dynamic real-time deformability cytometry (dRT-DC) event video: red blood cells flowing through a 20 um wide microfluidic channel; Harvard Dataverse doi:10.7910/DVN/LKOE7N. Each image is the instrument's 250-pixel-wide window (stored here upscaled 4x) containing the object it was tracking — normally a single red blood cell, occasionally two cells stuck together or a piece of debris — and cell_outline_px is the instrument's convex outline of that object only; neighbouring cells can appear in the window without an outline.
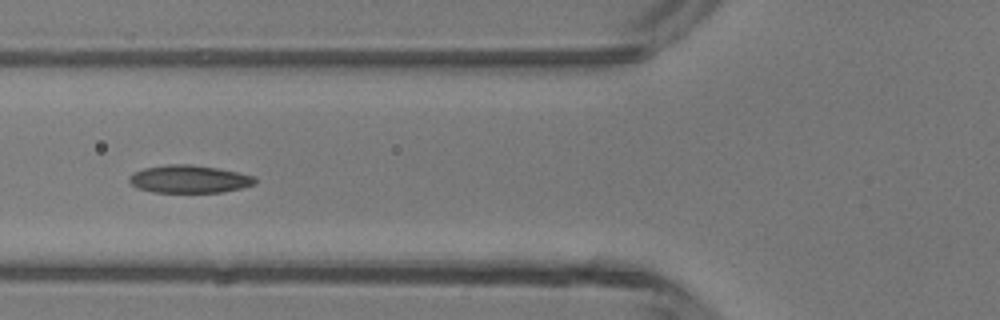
{"species": "common noctule bat (a hibernating species)", "species_latin": "Nyctalus noctula", "temperature_condition": "room temperature", "stored_images_in_passage": 36, "camera_frame_rate_fps": 3000, "um_per_image_px": 0.085, "animal": {"sex": "male", "body_mass_g": 13.3}, "frame": {"image": 1, "passage_image": 7, "time_ms": 2.0, "image_size_px": [1000, 320], "cell_outline_px": [[256, 184], [224, 192], [152, 192], [136, 188], [128, 180], [128, 176], [132, 172], [144, 168], [168, 164], [188, 164], [216, 168], [256, 176]], "centroid_in_image_um": [16.05, 15.22], "position_along_channel_um": 109.7, "area_um2": 20.4}}
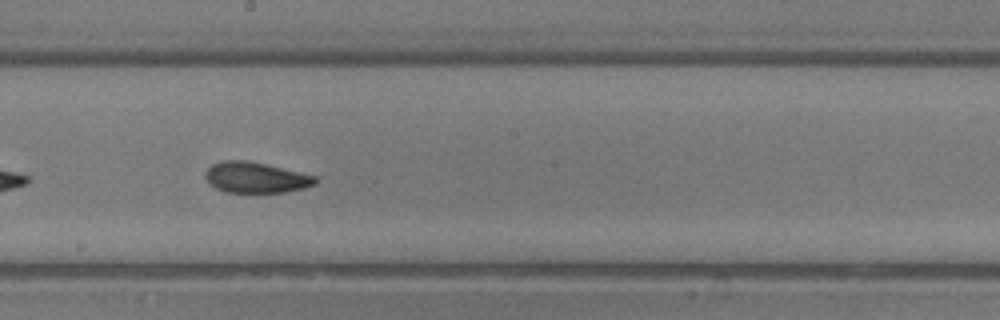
{"frame": {"image": 2, "passage_image": 15, "time_ms": 4.667, "image_size_px": [1000, 320], "cell_outline_px": [[316, 184], [304, 188], [284, 192], [224, 192], [208, 184], [204, 176], [204, 172], [212, 164], [220, 160], [248, 160], [316, 176]], "centroid_in_image_um": [21.68, 15.08], "position_along_channel_um": 226.5, "area_um2": 19.77}}
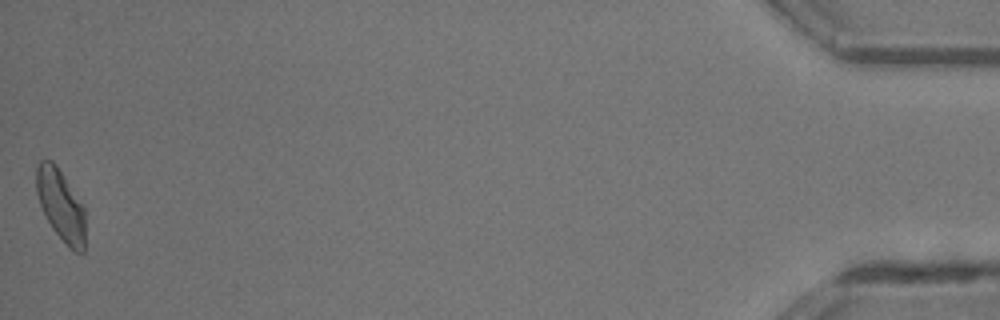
{"frame": {"image": 3, "passage_image": 36, "time_ms": 11.667, "image_size_px": [1000, 320], "cell_outline_px": [[84, 252], [76, 252], [68, 248], [52, 228], [40, 204], [36, 192], [36, 168], [40, 160], [52, 160], [56, 164], [84, 204]], "centroid_in_image_um": [5.17, 17.42], "position_along_channel_um": 430.0, "area_um2": 20.46}, "authors_computed_cell_mechanics": {"area_um2": 19.9121, "velocity_mm_per_s": 4.3729, "shape_relaxation_time_tau1_ms": 5.5332, "shape_relaxation_time_tau2_ms": 2.2558, "deformation_change_tau1": 0.1474, "deformation_change_tau2": 0.0704}}